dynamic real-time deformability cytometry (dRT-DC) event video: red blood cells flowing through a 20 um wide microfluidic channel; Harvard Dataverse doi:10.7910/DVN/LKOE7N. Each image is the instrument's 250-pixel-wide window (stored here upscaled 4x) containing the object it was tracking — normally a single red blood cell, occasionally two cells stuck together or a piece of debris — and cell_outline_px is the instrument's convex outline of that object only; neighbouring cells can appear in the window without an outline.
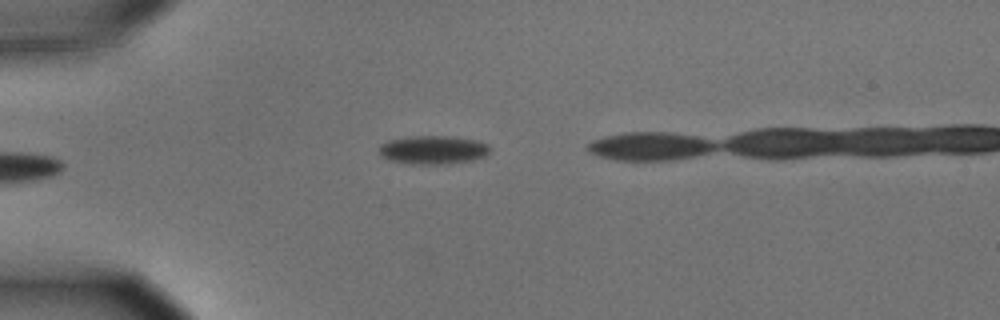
{"species": "common noctule bat (a hibernating species)", "species_latin": "Nyctalus noctula", "temperature_condition": "cold", "stored_images_in_passage": 8, "camera_frame_rate_fps": 3000, "um_per_image_px": 0.085, "animal": {"sex": "male", "body_mass_g": 15.6}, "frame": {"image": 1, "passage_image": 5, "time_ms": 1.333, "image_size_px": [1000, 320], "cell_outline_px": [[492, 148], [484, 156], [476, 160], [448, 164], [412, 164], [392, 160], [380, 156], [380, 144], [388, 140], [416, 136], [444, 136], [476, 140], [488, 144]], "centroid_in_image_um": [36.84, 12.75], "position_along_channel_um": 48.2, "area_um2": 18.38}}
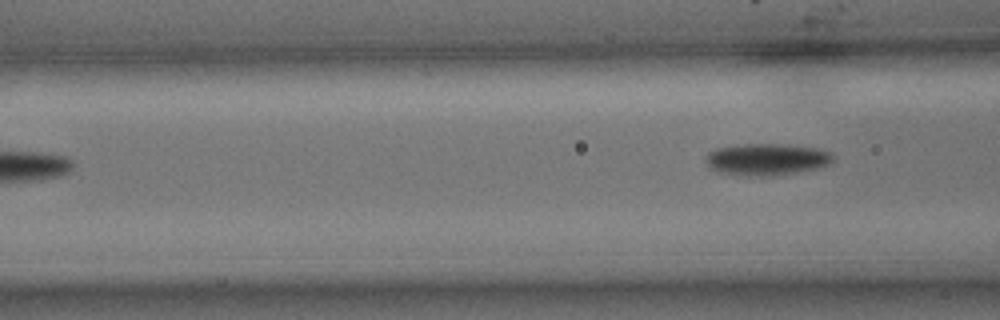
{"frame": {"image": 2, "passage_image": 8, "time_ms": 2.333, "image_size_px": [1000, 320], "cell_outline_px": [[836, 160], [832, 164], [820, 168], [800, 172], [772, 176], [744, 176], [720, 172], [712, 168], [704, 160], [704, 156], [708, 152], [716, 148], [744, 144], [784, 144], [820, 148], [832, 152], [836, 156]], "centroid_in_image_um": [65.26, 13.55], "position_along_channel_um": 101.3, "area_um2": 24.22}}